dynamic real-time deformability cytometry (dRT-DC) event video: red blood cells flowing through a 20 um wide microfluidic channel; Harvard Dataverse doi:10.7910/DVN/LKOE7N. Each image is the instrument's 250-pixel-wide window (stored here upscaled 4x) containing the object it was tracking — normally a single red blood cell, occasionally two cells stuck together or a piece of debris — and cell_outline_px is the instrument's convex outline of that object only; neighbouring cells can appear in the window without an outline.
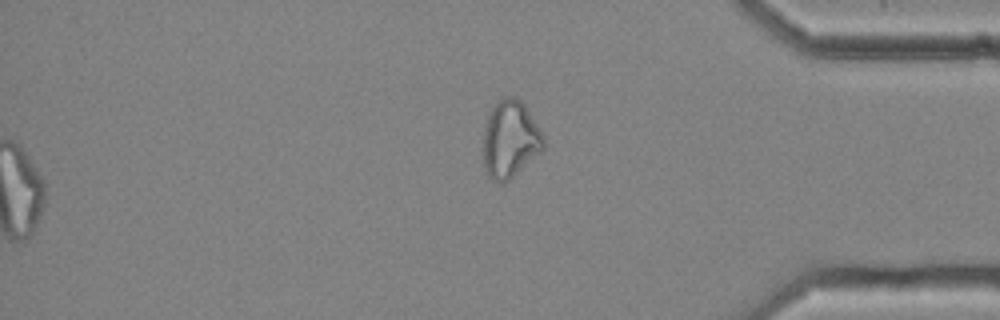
{"species": "common noctule bat (a hibernating species)", "species_latin": "Nyctalus noctula", "temperature_condition": "cold", "stored_images_in_passage": 51, "segment_of_instrument_passage": [2, 2], "camera_frame_rate_fps": 3000, "um_per_image_px": 0.085, "animal": {"sex": "female", "body_mass_g": 25.1}, "frame": {"image": 1, "passage_image": 51, "time_ms": 16.667, "image_size_px": [1000, 320], "cell_outline_px": [[544, 148], [540, 152], [508, 180], [500, 184], [492, 180], [484, 172], [484, 128], [488, 116], [492, 108], [504, 96], [516, 96], [524, 104], [540, 128], [544, 136]], "centroid_in_image_um": [43.36, 11.84], "position_along_channel_um": 391.8, "area_um2": 26.99}}